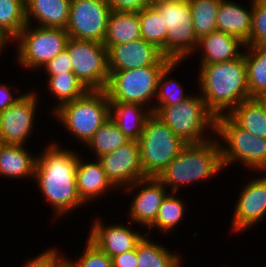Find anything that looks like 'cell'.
Returning <instances> with one entry per match:
<instances>
[{
    "mask_svg": "<svg viewBox=\"0 0 266 267\" xmlns=\"http://www.w3.org/2000/svg\"><path fill=\"white\" fill-rule=\"evenodd\" d=\"M260 101L266 106V93L259 97Z\"/></svg>",
    "mask_w": 266,
    "mask_h": 267,
    "instance_id": "ee69618b",
    "label": "cell"
},
{
    "mask_svg": "<svg viewBox=\"0 0 266 267\" xmlns=\"http://www.w3.org/2000/svg\"><path fill=\"white\" fill-rule=\"evenodd\" d=\"M42 69L46 75L73 73L72 62L67 49L49 61Z\"/></svg>",
    "mask_w": 266,
    "mask_h": 267,
    "instance_id": "f35d334b",
    "label": "cell"
},
{
    "mask_svg": "<svg viewBox=\"0 0 266 267\" xmlns=\"http://www.w3.org/2000/svg\"><path fill=\"white\" fill-rule=\"evenodd\" d=\"M124 192H134L129 205L127 219L129 222L135 223L147 229L157 216L162 201L169 193L167 187L161 183L156 177H147L136 181L132 185L125 187ZM136 191V192H135Z\"/></svg>",
    "mask_w": 266,
    "mask_h": 267,
    "instance_id": "9a60e30c",
    "label": "cell"
},
{
    "mask_svg": "<svg viewBox=\"0 0 266 267\" xmlns=\"http://www.w3.org/2000/svg\"><path fill=\"white\" fill-rule=\"evenodd\" d=\"M59 267H72L66 260Z\"/></svg>",
    "mask_w": 266,
    "mask_h": 267,
    "instance_id": "f6af8a7d",
    "label": "cell"
},
{
    "mask_svg": "<svg viewBox=\"0 0 266 267\" xmlns=\"http://www.w3.org/2000/svg\"><path fill=\"white\" fill-rule=\"evenodd\" d=\"M261 174L247 180L237 196L230 227L235 234L253 228L266 217V172Z\"/></svg>",
    "mask_w": 266,
    "mask_h": 267,
    "instance_id": "5bb4252c",
    "label": "cell"
},
{
    "mask_svg": "<svg viewBox=\"0 0 266 267\" xmlns=\"http://www.w3.org/2000/svg\"><path fill=\"white\" fill-rule=\"evenodd\" d=\"M112 9L106 0H71L69 38L103 43Z\"/></svg>",
    "mask_w": 266,
    "mask_h": 267,
    "instance_id": "7c38bea8",
    "label": "cell"
},
{
    "mask_svg": "<svg viewBox=\"0 0 266 267\" xmlns=\"http://www.w3.org/2000/svg\"><path fill=\"white\" fill-rule=\"evenodd\" d=\"M66 49L73 73L88 90H105L109 81L107 48L103 43L69 38Z\"/></svg>",
    "mask_w": 266,
    "mask_h": 267,
    "instance_id": "8fae6325",
    "label": "cell"
},
{
    "mask_svg": "<svg viewBox=\"0 0 266 267\" xmlns=\"http://www.w3.org/2000/svg\"><path fill=\"white\" fill-rule=\"evenodd\" d=\"M37 155L26 146L0 144V177L5 179L34 178ZM29 177V178H28Z\"/></svg>",
    "mask_w": 266,
    "mask_h": 267,
    "instance_id": "cb8c5ba5",
    "label": "cell"
},
{
    "mask_svg": "<svg viewBox=\"0 0 266 267\" xmlns=\"http://www.w3.org/2000/svg\"><path fill=\"white\" fill-rule=\"evenodd\" d=\"M26 25L25 0H0V29L12 41Z\"/></svg>",
    "mask_w": 266,
    "mask_h": 267,
    "instance_id": "836d02e7",
    "label": "cell"
},
{
    "mask_svg": "<svg viewBox=\"0 0 266 267\" xmlns=\"http://www.w3.org/2000/svg\"><path fill=\"white\" fill-rule=\"evenodd\" d=\"M11 42L12 40L0 29V56H2V51L6 46L8 47V44H12Z\"/></svg>",
    "mask_w": 266,
    "mask_h": 267,
    "instance_id": "7bdbcfd3",
    "label": "cell"
},
{
    "mask_svg": "<svg viewBox=\"0 0 266 267\" xmlns=\"http://www.w3.org/2000/svg\"><path fill=\"white\" fill-rule=\"evenodd\" d=\"M63 148V149H62ZM64 148L58 142L47 143L35 163L34 178L42 198L54 212V219L72 213L85 204L77 191L76 168L78 152Z\"/></svg>",
    "mask_w": 266,
    "mask_h": 267,
    "instance_id": "6da1fadb",
    "label": "cell"
},
{
    "mask_svg": "<svg viewBox=\"0 0 266 267\" xmlns=\"http://www.w3.org/2000/svg\"><path fill=\"white\" fill-rule=\"evenodd\" d=\"M138 143L146 177H157L186 145L154 114L147 119Z\"/></svg>",
    "mask_w": 266,
    "mask_h": 267,
    "instance_id": "9c48e42d",
    "label": "cell"
},
{
    "mask_svg": "<svg viewBox=\"0 0 266 267\" xmlns=\"http://www.w3.org/2000/svg\"><path fill=\"white\" fill-rule=\"evenodd\" d=\"M198 68V93L215 117L228 115L250 99L244 53L234 60L200 64Z\"/></svg>",
    "mask_w": 266,
    "mask_h": 267,
    "instance_id": "7a4b0ae2",
    "label": "cell"
},
{
    "mask_svg": "<svg viewBox=\"0 0 266 267\" xmlns=\"http://www.w3.org/2000/svg\"><path fill=\"white\" fill-rule=\"evenodd\" d=\"M159 1H165V0H148L150 5H153V4H155V3L159 2Z\"/></svg>",
    "mask_w": 266,
    "mask_h": 267,
    "instance_id": "bcb514c9",
    "label": "cell"
},
{
    "mask_svg": "<svg viewBox=\"0 0 266 267\" xmlns=\"http://www.w3.org/2000/svg\"><path fill=\"white\" fill-rule=\"evenodd\" d=\"M109 119L132 141H138L147 119L153 114L151 108L138 103L112 100L108 96Z\"/></svg>",
    "mask_w": 266,
    "mask_h": 267,
    "instance_id": "44dd1931",
    "label": "cell"
},
{
    "mask_svg": "<svg viewBox=\"0 0 266 267\" xmlns=\"http://www.w3.org/2000/svg\"><path fill=\"white\" fill-rule=\"evenodd\" d=\"M11 87H13L14 89H11ZM11 87L8 84L0 83V112L6 110L11 105H14L25 94L24 92L19 94L18 90L20 89H16L14 86ZM11 90H14L15 93L18 94L14 96V92H12Z\"/></svg>",
    "mask_w": 266,
    "mask_h": 267,
    "instance_id": "60d3db41",
    "label": "cell"
},
{
    "mask_svg": "<svg viewBox=\"0 0 266 267\" xmlns=\"http://www.w3.org/2000/svg\"><path fill=\"white\" fill-rule=\"evenodd\" d=\"M112 265L113 267H138L136 248L113 256Z\"/></svg>",
    "mask_w": 266,
    "mask_h": 267,
    "instance_id": "b9f144b4",
    "label": "cell"
},
{
    "mask_svg": "<svg viewBox=\"0 0 266 267\" xmlns=\"http://www.w3.org/2000/svg\"><path fill=\"white\" fill-rule=\"evenodd\" d=\"M45 81L47 90L51 97L56 99L54 107L49 109L50 114L61 105L83 97L89 90L81 83L74 73H63L59 75H47ZM55 97V98H54Z\"/></svg>",
    "mask_w": 266,
    "mask_h": 267,
    "instance_id": "4316f807",
    "label": "cell"
},
{
    "mask_svg": "<svg viewBox=\"0 0 266 267\" xmlns=\"http://www.w3.org/2000/svg\"><path fill=\"white\" fill-rule=\"evenodd\" d=\"M244 60L250 98L266 93V46H246Z\"/></svg>",
    "mask_w": 266,
    "mask_h": 267,
    "instance_id": "f1b7e54d",
    "label": "cell"
},
{
    "mask_svg": "<svg viewBox=\"0 0 266 267\" xmlns=\"http://www.w3.org/2000/svg\"><path fill=\"white\" fill-rule=\"evenodd\" d=\"M71 0H25L27 24L65 29Z\"/></svg>",
    "mask_w": 266,
    "mask_h": 267,
    "instance_id": "7402d4cb",
    "label": "cell"
},
{
    "mask_svg": "<svg viewBox=\"0 0 266 267\" xmlns=\"http://www.w3.org/2000/svg\"><path fill=\"white\" fill-rule=\"evenodd\" d=\"M221 0H189L195 35L200 37L217 31L216 16Z\"/></svg>",
    "mask_w": 266,
    "mask_h": 267,
    "instance_id": "e575fe53",
    "label": "cell"
},
{
    "mask_svg": "<svg viewBox=\"0 0 266 267\" xmlns=\"http://www.w3.org/2000/svg\"><path fill=\"white\" fill-rule=\"evenodd\" d=\"M222 170L220 147L214 136L202 143L186 144L156 178L169 192L179 193L185 185L211 180Z\"/></svg>",
    "mask_w": 266,
    "mask_h": 267,
    "instance_id": "3957f363",
    "label": "cell"
},
{
    "mask_svg": "<svg viewBox=\"0 0 266 267\" xmlns=\"http://www.w3.org/2000/svg\"><path fill=\"white\" fill-rule=\"evenodd\" d=\"M108 71H122L153 65H168L171 60L164 57L155 45L143 38L123 44L112 45L107 50Z\"/></svg>",
    "mask_w": 266,
    "mask_h": 267,
    "instance_id": "e0dca14e",
    "label": "cell"
},
{
    "mask_svg": "<svg viewBox=\"0 0 266 267\" xmlns=\"http://www.w3.org/2000/svg\"><path fill=\"white\" fill-rule=\"evenodd\" d=\"M167 26L165 57L171 61H186L198 44L189 0H165L152 5Z\"/></svg>",
    "mask_w": 266,
    "mask_h": 267,
    "instance_id": "ba28073f",
    "label": "cell"
},
{
    "mask_svg": "<svg viewBox=\"0 0 266 267\" xmlns=\"http://www.w3.org/2000/svg\"><path fill=\"white\" fill-rule=\"evenodd\" d=\"M50 116L63 130L84 145L109 120L108 94L105 90H89L83 97L61 105Z\"/></svg>",
    "mask_w": 266,
    "mask_h": 267,
    "instance_id": "8992f818",
    "label": "cell"
},
{
    "mask_svg": "<svg viewBox=\"0 0 266 267\" xmlns=\"http://www.w3.org/2000/svg\"><path fill=\"white\" fill-rule=\"evenodd\" d=\"M129 141L130 139L109 119L98 129L85 147H88L93 155L95 154L93 158L98 159L102 155L112 153Z\"/></svg>",
    "mask_w": 266,
    "mask_h": 267,
    "instance_id": "1f68e13d",
    "label": "cell"
},
{
    "mask_svg": "<svg viewBox=\"0 0 266 267\" xmlns=\"http://www.w3.org/2000/svg\"><path fill=\"white\" fill-rule=\"evenodd\" d=\"M182 61H171L161 72L158 79L157 93L154 106H170L187 100L192 94L185 93L186 89L180 84L179 79H172V72L176 71ZM169 75V77H168Z\"/></svg>",
    "mask_w": 266,
    "mask_h": 267,
    "instance_id": "4dcf8cb0",
    "label": "cell"
},
{
    "mask_svg": "<svg viewBox=\"0 0 266 267\" xmlns=\"http://www.w3.org/2000/svg\"><path fill=\"white\" fill-rule=\"evenodd\" d=\"M86 240L83 253L77 259L70 260L65 256V260L72 267H113L112 258L97 248L91 241Z\"/></svg>",
    "mask_w": 266,
    "mask_h": 267,
    "instance_id": "8d00e7d4",
    "label": "cell"
},
{
    "mask_svg": "<svg viewBox=\"0 0 266 267\" xmlns=\"http://www.w3.org/2000/svg\"><path fill=\"white\" fill-rule=\"evenodd\" d=\"M138 16L142 38L160 49L165 57L167 26L163 22V17L152 5L139 10Z\"/></svg>",
    "mask_w": 266,
    "mask_h": 267,
    "instance_id": "d6a6232c",
    "label": "cell"
},
{
    "mask_svg": "<svg viewBox=\"0 0 266 267\" xmlns=\"http://www.w3.org/2000/svg\"><path fill=\"white\" fill-rule=\"evenodd\" d=\"M153 114L186 144L202 143L215 136L216 117L207 109L200 94L192 93L179 104L154 106Z\"/></svg>",
    "mask_w": 266,
    "mask_h": 267,
    "instance_id": "5b68a950",
    "label": "cell"
},
{
    "mask_svg": "<svg viewBox=\"0 0 266 267\" xmlns=\"http://www.w3.org/2000/svg\"><path fill=\"white\" fill-rule=\"evenodd\" d=\"M142 38L138 12L112 10L108 19L104 46L123 44Z\"/></svg>",
    "mask_w": 266,
    "mask_h": 267,
    "instance_id": "d4e9b609",
    "label": "cell"
},
{
    "mask_svg": "<svg viewBox=\"0 0 266 267\" xmlns=\"http://www.w3.org/2000/svg\"><path fill=\"white\" fill-rule=\"evenodd\" d=\"M90 225L87 239L97 248L108 254L111 258L125 251L135 249L138 242L144 237L140 229H132L133 226L121 223L104 224L105 221L100 218Z\"/></svg>",
    "mask_w": 266,
    "mask_h": 267,
    "instance_id": "ac0fdd59",
    "label": "cell"
},
{
    "mask_svg": "<svg viewBox=\"0 0 266 267\" xmlns=\"http://www.w3.org/2000/svg\"><path fill=\"white\" fill-rule=\"evenodd\" d=\"M248 5L249 7L233 0H221L216 16L217 31L236 36L246 43L251 32L252 0H249Z\"/></svg>",
    "mask_w": 266,
    "mask_h": 267,
    "instance_id": "603a6c76",
    "label": "cell"
},
{
    "mask_svg": "<svg viewBox=\"0 0 266 267\" xmlns=\"http://www.w3.org/2000/svg\"><path fill=\"white\" fill-rule=\"evenodd\" d=\"M68 39L65 29L27 24L12 41L17 49L15 60L26 70H42L49 61L66 49Z\"/></svg>",
    "mask_w": 266,
    "mask_h": 267,
    "instance_id": "52a82bcc",
    "label": "cell"
},
{
    "mask_svg": "<svg viewBox=\"0 0 266 267\" xmlns=\"http://www.w3.org/2000/svg\"><path fill=\"white\" fill-rule=\"evenodd\" d=\"M27 260L23 267H59L65 261V256L59 249L50 247L38 256Z\"/></svg>",
    "mask_w": 266,
    "mask_h": 267,
    "instance_id": "74e56055",
    "label": "cell"
},
{
    "mask_svg": "<svg viewBox=\"0 0 266 267\" xmlns=\"http://www.w3.org/2000/svg\"><path fill=\"white\" fill-rule=\"evenodd\" d=\"M37 91H26L14 105L0 112V143L23 145L33 134L40 99ZM38 97V98H37Z\"/></svg>",
    "mask_w": 266,
    "mask_h": 267,
    "instance_id": "4fadbf2b",
    "label": "cell"
},
{
    "mask_svg": "<svg viewBox=\"0 0 266 267\" xmlns=\"http://www.w3.org/2000/svg\"><path fill=\"white\" fill-rule=\"evenodd\" d=\"M228 116L252 135L266 139V106L259 98L243 101Z\"/></svg>",
    "mask_w": 266,
    "mask_h": 267,
    "instance_id": "484cf974",
    "label": "cell"
},
{
    "mask_svg": "<svg viewBox=\"0 0 266 267\" xmlns=\"http://www.w3.org/2000/svg\"><path fill=\"white\" fill-rule=\"evenodd\" d=\"M114 11H134L150 6L148 0H106Z\"/></svg>",
    "mask_w": 266,
    "mask_h": 267,
    "instance_id": "ab89813d",
    "label": "cell"
},
{
    "mask_svg": "<svg viewBox=\"0 0 266 267\" xmlns=\"http://www.w3.org/2000/svg\"><path fill=\"white\" fill-rule=\"evenodd\" d=\"M245 47V42L240 38L228 33L215 31L198 39L193 55L200 54L199 64H213L241 57Z\"/></svg>",
    "mask_w": 266,
    "mask_h": 267,
    "instance_id": "d6986e66",
    "label": "cell"
},
{
    "mask_svg": "<svg viewBox=\"0 0 266 267\" xmlns=\"http://www.w3.org/2000/svg\"><path fill=\"white\" fill-rule=\"evenodd\" d=\"M167 65H153L122 71H108L109 81L105 89L112 100L138 103L153 112L158 79ZM153 106H151V105Z\"/></svg>",
    "mask_w": 266,
    "mask_h": 267,
    "instance_id": "30bf717a",
    "label": "cell"
},
{
    "mask_svg": "<svg viewBox=\"0 0 266 267\" xmlns=\"http://www.w3.org/2000/svg\"><path fill=\"white\" fill-rule=\"evenodd\" d=\"M85 157L78 155L76 168L77 191L81 201L88 205L91 202L101 199L109 191L117 190L107 179L105 171L98 159L85 161ZM114 189V190H113ZM107 192V193H106Z\"/></svg>",
    "mask_w": 266,
    "mask_h": 267,
    "instance_id": "ffe728a7",
    "label": "cell"
},
{
    "mask_svg": "<svg viewBox=\"0 0 266 267\" xmlns=\"http://www.w3.org/2000/svg\"><path fill=\"white\" fill-rule=\"evenodd\" d=\"M177 194L176 192H169L166 195L159 207L155 221L147 228L145 234L150 236V231L157 229L161 234L169 235L175 228L177 229L179 223L185 219L184 214H186L185 210L187 209V200L183 201Z\"/></svg>",
    "mask_w": 266,
    "mask_h": 267,
    "instance_id": "f546056e",
    "label": "cell"
},
{
    "mask_svg": "<svg viewBox=\"0 0 266 267\" xmlns=\"http://www.w3.org/2000/svg\"><path fill=\"white\" fill-rule=\"evenodd\" d=\"M156 242L158 241H152L147 234L138 242V267H182L181 255Z\"/></svg>",
    "mask_w": 266,
    "mask_h": 267,
    "instance_id": "83f0119b",
    "label": "cell"
},
{
    "mask_svg": "<svg viewBox=\"0 0 266 267\" xmlns=\"http://www.w3.org/2000/svg\"><path fill=\"white\" fill-rule=\"evenodd\" d=\"M107 179L116 189L123 190L138 180L147 178L141 165L138 141L130 140L112 153L98 158Z\"/></svg>",
    "mask_w": 266,
    "mask_h": 267,
    "instance_id": "2e32d148",
    "label": "cell"
},
{
    "mask_svg": "<svg viewBox=\"0 0 266 267\" xmlns=\"http://www.w3.org/2000/svg\"><path fill=\"white\" fill-rule=\"evenodd\" d=\"M246 46H266V0H252V21Z\"/></svg>",
    "mask_w": 266,
    "mask_h": 267,
    "instance_id": "d590c367",
    "label": "cell"
},
{
    "mask_svg": "<svg viewBox=\"0 0 266 267\" xmlns=\"http://www.w3.org/2000/svg\"><path fill=\"white\" fill-rule=\"evenodd\" d=\"M215 137L219 143L223 169L239 162L248 170L266 172V139L244 130L228 115L216 117Z\"/></svg>",
    "mask_w": 266,
    "mask_h": 267,
    "instance_id": "277c9868",
    "label": "cell"
}]
</instances>
